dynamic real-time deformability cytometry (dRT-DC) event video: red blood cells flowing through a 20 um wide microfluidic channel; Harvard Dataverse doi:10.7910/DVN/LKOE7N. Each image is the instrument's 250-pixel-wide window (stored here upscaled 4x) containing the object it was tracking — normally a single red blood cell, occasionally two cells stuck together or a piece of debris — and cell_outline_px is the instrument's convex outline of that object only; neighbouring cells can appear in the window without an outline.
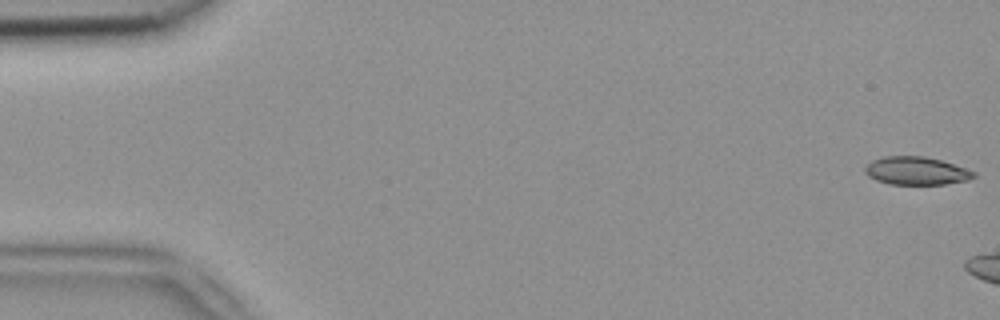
{"species": "common noctule bat (a hibernating species)", "species_latin": "Nyctalus noctula", "temperature_condition": "room temperature", "stored_images_in_passage": 20, "camera_frame_rate_fps": 3000, "um_per_image_px": 0.085, "animal": {"sex": "female", "body_mass_g": 18.4}, "frame": {"image": 1, "passage_image": 1, "time_ms": 0.0, "image_size_px": [1000, 320], "cell_outline_px": [[976, 176], [968, 180], [944, 184], [892, 184], [876, 180], [868, 176], [864, 172], [864, 168], [872, 160], [884, 156], [924, 156], [940, 160], [976, 172]], "centroid_in_image_um": [77.86, 14.52], "position_along_channel_um": 7.1, "area_um2": 17.63}}
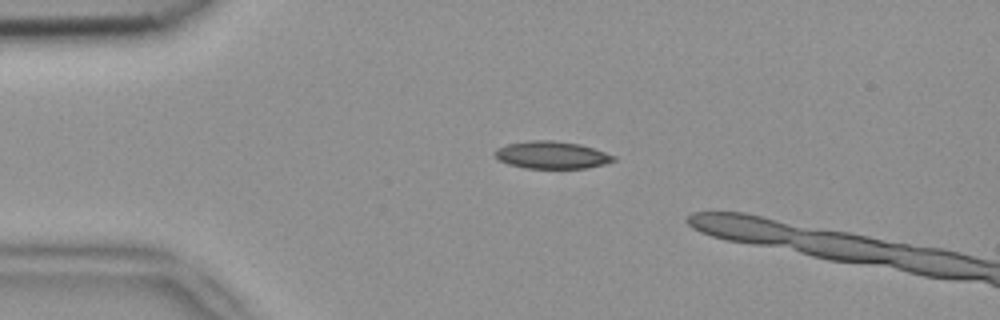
{"frame": {"image": 2, "passage_image": 12, "time_ms": 3.667, "image_size_px": [1000, 320], "cell_outline_px": [[616, 160], [604, 164], [584, 168], [524, 168], [508, 164], [500, 160], [496, 156], [496, 148], [508, 144], [532, 140], [552, 140], [580, 144], [616, 156]], "centroid_in_image_um": [46.91, 13.17], "position_along_channel_um": 38.1, "area_um2": 18.73}}